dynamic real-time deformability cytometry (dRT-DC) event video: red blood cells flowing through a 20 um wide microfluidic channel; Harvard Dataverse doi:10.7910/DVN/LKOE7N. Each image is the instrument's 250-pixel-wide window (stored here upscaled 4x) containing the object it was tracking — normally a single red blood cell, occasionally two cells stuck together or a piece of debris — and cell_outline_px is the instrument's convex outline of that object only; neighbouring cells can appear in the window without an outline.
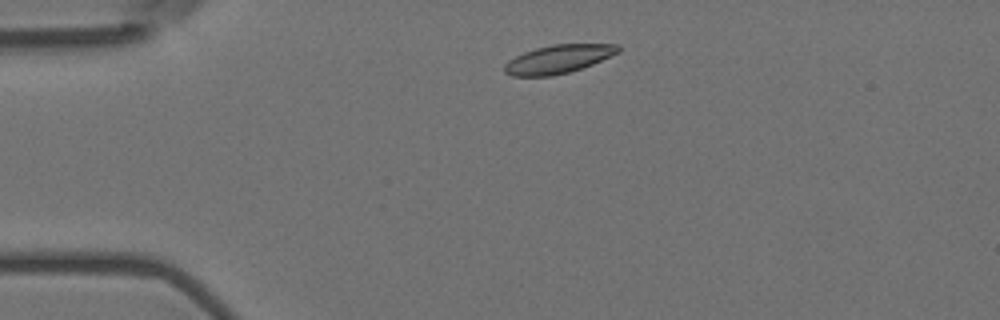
{"species": "Egyptian fruit bat (a non-hibernating species)", "species_latin": "Rousettus aegyptiacus", "temperature_condition": "room temperature", "stored_images_in_passage": 2, "camera_frame_rate_fps": 3000, "um_per_image_px": 0.085, "animal": {"sex": "female"}, "frame": {"image": 1, "passage_image": 1, "time_ms": 0.0, "image_size_px": [1000, 320], "cell_outline_px": [[620, 52], [592, 64], [568, 72], [552, 76], [512, 76], [504, 72], [504, 64], [508, 60], [524, 52], [536, 48], [552, 44], [620, 44]], "centroid_in_image_um": [47.45, 5.02], "position_along_channel_um": 37.6, "area_um2": 18.79}}